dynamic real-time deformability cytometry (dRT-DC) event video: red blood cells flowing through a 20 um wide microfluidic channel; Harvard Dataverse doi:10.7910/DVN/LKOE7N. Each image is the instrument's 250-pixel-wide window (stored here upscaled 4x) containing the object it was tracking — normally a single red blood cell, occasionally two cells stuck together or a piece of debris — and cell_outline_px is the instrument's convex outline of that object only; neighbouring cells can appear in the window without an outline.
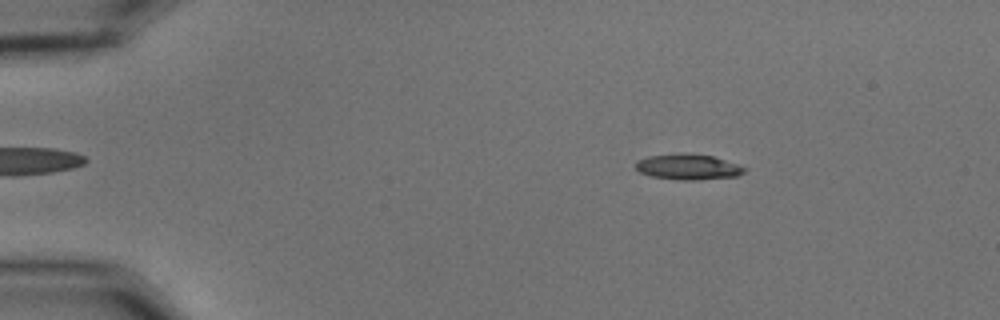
{"species": "common noctule bat (a hibernating species)", "species_latin": "Nyctalus noctula", "temperature_condition": "cold", "stored_images_in_passage": 7, "camera_frame_rate_fps": 3000, "um_per_image_px": 0.085, "animal": {"sex": "male", "body_mass_g": 15.6}, "frame": {"image": 1, "passage_image": 4, "time_ms": 1.0, "image_size_px": [1000, 320], "cell_outline_px": [[748, 168], [744, 172], [736, 176], [696, 180], [680, 180], [652, 176], [640, 172], [636, 168], [636, 160], [648, 156], [680, 152], [688, 152], [712, 156]], "centroid_in_image_um": [58.46, 14.17], "position_along_channel_um": 26.5, "area_um2": 16.3}}